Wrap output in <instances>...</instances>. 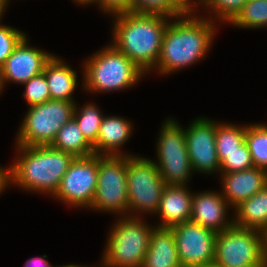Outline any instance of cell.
Returning a JSON list of instances; mask_svg holds the SVG:
<instances>
[{
    "instance_id": "cell-1",
    "label": "cell",
    "mask_w": 267,
    "mask_h": 267,
    "mask_svg": "<svg viewBox=\"0 0 267 267\" xmlns=\"http://www.w3.org/2000/svg\"><path fill=\"white\" fill-rule=\"evenodd\" d=\"M113 16L115 21L112 45L146 74L153 71L171 17L137 12H124Z\"/></svg>"
},
{
    "instance_id": "cell-2",
    "label": "cell",
    "mask_w": 267,
    "mask_h": 267,
    "mask_svg": "<svg viewBox=\"0 0 267 267\" xmlns=\"http://www.w3.org/2000/svg\"><path fill=\"white\" fill-rule=\"evenodd\" d=\"M176 19L173 22L169 20L155 66V70L162 75L200 61L210 50L216 34V25L211 17L209 20L193 15H181Z\"/></svg>"
},
{
    "instance_id": "cell-3",
    "label": "cell",
    "mask_w": 267,
    "mask_h": 267,
    "mask_svg": "<svg viewBox=\"0 0 267 267\" xmlns=\"http://www.w3.org/2000/svg\"><path fill=\"white\" fill-rule=\"evenodd\" d=\"M16 146L20 156L8 168V184L53 197L75 157L51 145Z\"/></svg>"
},
{
    "instance_id": "cell-4",
    "label": "cell",
    "mask_w": 267,
    "mask_h": 267,
    "mask_svg": "<svg viewBox=\"0 0 267 267\" xmlns=\"http://www.w3.org/2000/svg\"><path fill=\"white\" fill-rule=\"evenodd\" d=\"M83 88L86 91L108 92L129 88L146 73L112 44L84 62Z\"/></svg>"
},
{
    "instance_id": "cell-5",
    "label": "cell",
    "mask_w": 267,
    "mask_h": 267,
    "mask_svg": "<svg viewBox=\"0 0 267 267\" xmlns=\"http://www.w3.org/2000/svg\"><path fill=\"white\" fill-rule=\"evenodd\" d=\"M136 216L122 215L116 221L107 239L101 267H142L156 226L151 227Z\"/></svg>"
},
{
    "instance_id": "cell-6",
    "label": "cell",
    "mask_w": 267,
    "mask_h": 267,
    "mask_svg": "<svg viewBox=\"0 0 267 267\" xmlns=\"http://www.w3.org/2000/svg\"><path fill=\"white\" fill-rule=\"evenodd\" d=\"M213 265L217 267L267 266L266 234L234 224L217 233Z\"/></svg>"
},
{
    "instance_id": "cell-7",
    "label": "cell",
    "mask_w": 267,
    "mask_h": 267,
    "mask_svg": "<svg viewBox=\"0 0 267 267\" xmlns=\"http://www.w3.org/2000/svg\"><path fill=\"white\" fill-rule=\"evenodd\" d=\"M75 105V102L50 99L30 106L16 135V144L51 145L62 126L73 118Z\"/></svg>"
},
{
    "instance_id": "cell-8",
    "label": "cell",
    "mask_w": 267,
    "mask_h": 267,
    "mask_svg": "<svg viewBox=\"0 0 267 267\" xmlns=\"http://www.w3.org/2000/svg\"><path fill=\"white\" fill-rule=\"evenodd\" d=\"M128 189V216L136 211L155 213L159 209L164 188L167 186L154 161L126 155ZM140 211V212H139Z\"/></svg>"
},
{
    "instance_id": "cell-9",
    "label": "cell",
    "mask_w": 267,
    "mask_h": 267,
    "mask_svg": "<svg viewBox=\"0 0 267 267\" xmlns=\"http://www.w3.org/2000/svg\"><path fill=\"white\" fill-rule=\"evenodd\" d=\"M176 120L166 119L157 142L158 162H154L166 185H187L193 173L187 152L185 128Z\"/></svg>"
},
{
    "instance_id": "cell-10",
    "label": "cell",
    "mask_w": 267,
    "mask_h": 267,
    "mask_svg": "<svg viewBox=\"0 0 267 267\" xmlns=\"http://www.w3.org/2000/svg\"><path fill=\"white\" fill-rule=\"evenodd\" d=\"M90 209L128 216L126 155H99L97 186Z\"/></svg>"
},
{
    "instance_id": "cell-11",
    "label": "cell",
    "mask_w": 267,
    "mask_h": 267,
    "mask_svg": "<svg viewBox=\"0 0 267 267\" xmlns=\"http://www.w3.org/2000/svg\"><path fill=\"white\" fill-rule=\"evenodd\" d=\"M99 155L75 157L53 197L64 204L90 208L97 186Z\"/></svg>"
},
{
    "instance_id": "cell-12",
    "label": "cell",
    "mask_w": 267,
    "mask_h": 267,
    "mask_svg": "<svg viewBox=\"0 0 267 267\" xmlns=\"http://www.w3.org/2000/svg\"><path fill=\"white\" fill-rule=\"evenodd\" d=\"M182 267H206L214 263L217 233L192 221L171 227Z\"/></svg>"
},
{
    "instance_id": "cell-13",
    "label": "cell",
    "mask_w": 267,
    "mask_h": 267,
    "mask_svg": "<svg viewBox=\"0 0 267 267\" xmlns=\"http://www.w3.org/2000/svg\"><path fill=\"white\" fill-rule=\"evenodd\" d=\"M187 152L192 169L199 173H220V161L216 150V122L197 118L185 129Z\"/></svg>"
},
{
    "instance_id": "cell-14",
    "label": "cell",
    "mask_w": 267,
    "mask_h": 267,
    "mask_svg": "<svg viewBox=\"0 0 267 267\" xmlns=\"http://www.w3.org/2000/svg\"><path fill=\"white\" fill-rule=\"evenodd\" d=\"M52 56L53 54L29 46L25 35L2 66L4 84L12 81L23 85L34 76L41 74Z\"/></svg>"
},
{
    "instance_id": "cell-15",
    "label": "cell",
    "mask_w": 267,
    "mask_h": 267,
    "mask_svg": "<svg viewBox=\"0 0 267 267\" xmlns=\"http://www.w3.org/2000/svg\"><path fill=\"white\" fill-rule=\"evenodd\" d=\"M203 192L196 195L193 193L190 221L215 233H220L231 227L234 224L233 219L229 221L226 218L230 205L222 194L214 191Z\"/></svg>"
},
{
    "instance_id": "cell-16",
    "label": "cell",
    "mask_w": 267,
    "mask_h": 267,
    "mask_svg": "<svg viewBox=\"0 0 267 267\" xmlns=\"http://www.w3.org/2000/svg\"><path fill=\"white\" fill-rule=\"evenodd\" d=\"M220 174L223 185L221 194L234 208L267 185L265 169L255 166L247 170Z\"/></svg>"
},
{
    "instance_id": "cell-17",
    "label": "cell",
    "mask_w": 267,
    "mask_h": 267,
    "mask_svg": "<svg viewBox=\"0 0 267 267\" xmlns=\"http://www.w3.org/2000/svg\"><path fill=\"white\" fill-rule=\"evenodd\" d=\"M186 185H167L156 212L162 219L160 228H171L177 224L190 221L193 194Z\"/></svg>"
},
{
    "instance_id": "cell-18",
    "label": "cell",
    "mask_w": 267,
    "mask_h": 267,
    "mask_svg": "<svg viewBox=\"0 0 267 267\" xmlns=\"http://www.w3.org/2000/svg\"><path fill=\"white\" fill-rule=\"evenodd\" d=\"M132 135V123L123 117L104 116L96 143L93 145L97 155H126L119 151ZM119 148V149H118ZM122 153V154H121Z\"/></svg>"
},
{
    "instance_id": "cell-19",
    "label": "cell",
    "mask_w": 267,
    "mask_h": 267,
    "mask_svg": "<svg viewBox=\"0 0 267 267\" xmlns=\"http://www.w3.org/2000/svg\"><path fill=\"white\" fill-rule=\"evenodd\" d=\"M142 267H182L171 228L153 229Z\"/></svg>"
},
{
    "instance_id": "cell-20",
    "label": "cell",
    "mask_w": 267,
    "mask_h": 267,
    "mask_svg": "<svg viewBox=\"0 0 267 267\" xmlns=\"http://www.w3.org/2000/svg\"><path fill=\"white\" fill-rule=\"evenodd\" d=\"M43 73L47 79L50 99L75 102L72 94L78 85L77 71L53 55L45 64Z\"/></svg>"
},
{
    "instance_id": "cell-21",
    "label": "cell",
    "mask_w": 267,
    "mask_h": 267,
    "mask_svg": "<svg viewBox=\"0 0 267 267\" xmlns=\"http://www.w3.org/2000/svg\"><path fill=\"white\" fill-rule=\"evenodd\" d=\"M234 210V225L267 234V185Z\"/></svg>"
},
{
    "instance_id": "cell-22",
    "label": "cell",
    "mask_w": 267,
    "mask_h": 267,
    "mask_svg": "<svg viewBox=\"0 0 267 267\" xmlns=\"http://www.w3.org/2000/svg\"><path fill=\"white\" fill-rule=\"evenodd\" d=\"M51 146L74 157H87L94 154L93 146L85 139L74 118L62 126Z\"/></svg>"
},
{
    "instance_id": "cell-23",
    "label": "cell",
    "mask_w": 267,
    "mask_h": 267,
    "mask_svg": "<svg viewBox=\"0 0 267 267\" xmlns=\"http://www.w3.org/2000/svg\"><path fill=\"white\" fill-rule=\"evenodd\" d=\"M80 110V111H79ZM104 115L100 109L92 103L84 105L81 109L75 105L73 118L85 139L93 146L99 134L101 122Z\"/></svg>"
},
{
    "instance_id": "cell-24",
    "label": "cell",
    "mask_w": 267,
    "mask_h": 267,
    "mask_svg": "<svg viewBox=\"0 0 267 267\" xmlns=\"http://www.w3.org/2000/svg\"><path fill=\"white\" fill-rule=\"evenodd\" d=\"M245 141L249 147L253 165L267 168V125H246Z\"/></svg>"
},
{
    "instance_id": "cell-25",
    "label": "cell",
    "mask_w": 267,
    "mask_h": 267,
    "mask_svg": "<svg viewBox=\"0 0 267 267\" xmlns=\"http://www.w3.org/2000/svg\"><path fill=\"white\" fill-rule=\"evenodd\" d=\"M230 23L244 29L267 27V0H247Z\"/></svg>"
},
{
    "instance_id": "cell-26",
    "label": "cell",
    "mask_w": 267,
    "mask_h": 267,
    "mask_svg": "<svg viewBox=\"0 0 267 267\" xmlns=\"http://www.w3.org/2000/svg\"><path fill=\"white\" fill-rule=\"evenodd\" d=\"M246 125L237 126L232 123H216L217 152H232L245 142Z\"/></svg>"
},
{
    "instance_id": "cell-27",
    "label": "cell",
    "mask_w": 267,
    "mask_h": 267,
    "mask_svg": "<svg viewBox=\"0 0 267 267\" xmlns=\"http://www.w3.org/2000/svg\"><path fill=\"white\" fill-rule=\"evenodd\" d=\"M220 161V173H231L254 167L246 141L232 152H217Z\"/></svg>"
},
{
    "instance_id": "cell-28",
    "label": "cell",
    "mask_w": 267,
    "mask_h": 267,
    "mask_svg": "<svg viewBox=\"0 0 267 267\" xmlns=\"http://www.w3.org/2000/svg\"><path fill=\"white\" fill-rule=\"evenodd\" d=\"M247 0H203V5L208 7V12H212L218 21L230 22L237 16L242 10L243 5Z\"/></svg>"
},
{
    "instance_id": "cell-29",
    "label": "cell",
    "mask_w": 267,
    "mask_h": 267,
    "mask_svg": "<svg viewBox=\"0 0 267 267\" xmlns=\"http://www.w3.org/2000/svg\"><path fill=\"white\" fill-rule=\"evenodd\" d=\"M24 85L26 89L22 96L29 107L50 100V91L43 72L25 82Z\"/></svg>"
},
{
    "instance_id": "cell-30",
    "label": "cell",
    "mask_w": 267,
    "mask_h": 267,
    "mask_svg": "<svg viewBox=\"0 0 267 267\" xmlns=\"http://www.w3.org/2000/svg\"><path fill=\"white\" fill-rule=\"evenodd\" d=\"M25 35L26 33L0 22V67L4 65L6 59Z\"/></svg>"
},
{
    "instance_id": "cell-31",
    "label": "cell",
    "mask_w": 267,
    "mask_h": 267,
    "mask_svg": "<svg viewBox=\"0 0 267 267\" xmlns=\"http://www.w3.org/2000/svg\"><path fill=\"white\" fill-rule=\"evenodd\" d=\"M133 12L162 14L168 17L176 18L181 16L167 0H132Z\"/></svg>"
},
{
    "instance_id": "cell-32",
    "label": "cell",
    "mask_w": 267,
    "mask_h": 267,
    "mask_svg": "<svg viewBox=\"0 0 267 267\" xmlns=\"http://www.w3.org/2000/svg\"><path fill=\"white\" fill-rule=\"evenodd\" d=\"M96 3L100 5L104 12H108L112 15L133 12L132 0H98Z\"/></svg>"
},
{
    "instance_id": "cell-33",
    "label": "cell",
    "mask_w": 267,
    "mask_h": 267,
    "mask_svg": "<svg viewBox=\"0 0 267 267\" xmlns=\"http://www.w3.org/2000/svg\"><path fill=\"white\" fill-rule=\"evenodd\" d=\"M168 3L180 14V15H194L196 11L195 4H203V0H167ZM192 2V3H191ZM198 2V3H196ZM194 6V7H193Z\"/></svg>"
},
{
    "instance_id": "cell-34",
    "label": "cell",
    "mask_w": 267,
    "mask_h": 267,
    "mask_svg": "<svg viewBox=\"0 0 267 267\" xmlns=\"http://www.w3.org/2000/svg\"><path fill=\"white\" fill-rule=\"evenodd\" d=\"M44 258H47V256L30 258L26 261L25 267H54Z\"/></svg>"
},
{
    "instance_id": "cell-35",
    "label": "cell",
    "mask_w": 267,
    "mask_h": 267,
    "mask_svg": "<svg viewBox=\"0 0 267 267\" xmlns=\"http://www.w3.org/2000/svg\"><path fill=\"white\" fill-rule=\"evenodd\" d=\"M8 185V167L0 166V193H2Z\"/></svg>"
},
{
    "instance_id": "cell-36",
    "label": "cell",
    "mask_w": 267,
    "mask_h": 267,
    "mask_svg": "<svg viewBox=\"0 0 267 267\" xmlns=\"http://www.w3.org/2000/svg\"><path fill=\"white\" fill-rule=\"evenodd\" d=\"M8 3L9 2L7 0H0V22H1V18L3 17L2 15H4L3 13L5 12V9Z\"/></svg>"
},
{
    "instance_id": "cell-37",
    "label": "cell",
    "mask_w": 267,
    "mask_h": 267,
    "mask_svg": "<svg viewBox=\"0 0 267 267\" xmlns=\"http://www.w3.org/2000/svg\"><path fill=\"white\" fill-rule=\"evenodd\" d=\"M98 0H73V2L82 4V5H88L90 3H96Z\"/></svg>"
},
{
    "instance_id": "cell-38",
    "label": "cell",
    "mask_w": 267,
    "mask_h": 267,
    "mask_svg": "<svg viewBox=\"0 0 267 267\" xmlns=\"http://www.w3.org/2000/svg\"><path fill=\"white\" fill-rule=\"evenodd\" d=\"M4 81H3V73H2V67H0V94H1V91H3V87H4Z\"/></svg>"
},
{
    "instance_id": "cell-39",
    "label": "cell",
    "mask_w": 267,
    "mask_h": 267,
    "mask_svg": "<svg viewBox=\"0 0 267 267\" xmlns=\"http://www.w3.org/2000/svg\"><path fill=\"white\" fill-rule=\"evenodd\" d=\"M55 267H58V266H55ZM59 267H87V266H80V265H76V264L75 265H73V264L68 265L67 264L66 266L63 265V266H59Z\"/></svg>"
}]
</instances>
